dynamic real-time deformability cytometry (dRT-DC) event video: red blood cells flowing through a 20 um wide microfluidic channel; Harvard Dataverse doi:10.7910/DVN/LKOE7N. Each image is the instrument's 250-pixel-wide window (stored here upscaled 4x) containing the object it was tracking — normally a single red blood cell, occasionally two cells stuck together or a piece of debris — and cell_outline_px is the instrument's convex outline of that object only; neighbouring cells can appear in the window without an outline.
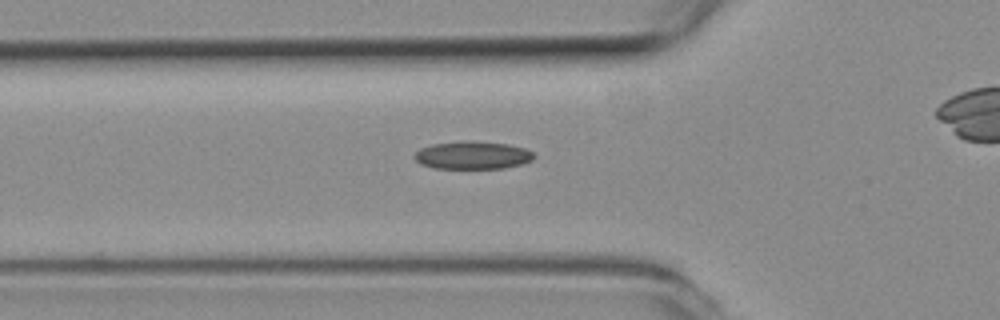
{"species": "common noctule bat (a hibernating species)", "species_latin": "Nyctalus noctula", "temperature_condition": "room temperature", "stored_images_in_passage": 28, "camera_frame_rate_fps": 3000, "um_per_image_px": 0.085, "animal": {"sex": "female", "body_mass_g": 19.3, "forearm_length_mm": 54.1}, "frame": {"image": 1, "passage_image": 2, "time_ms": 0.333, "image_size_px": [1000, 320], "cell_outline_px": [[536, 156], [532, 160], [524, 164], [504, 168], [432, 168], [420, 164], [412, 156], [420, 148], [432, 144], [508, 144], [524, 148], [532, 152]], "centroid_in_image_um": [40.18, 13.26], "position_along_channel_um": 85.6, "area_um2": 18.44}}
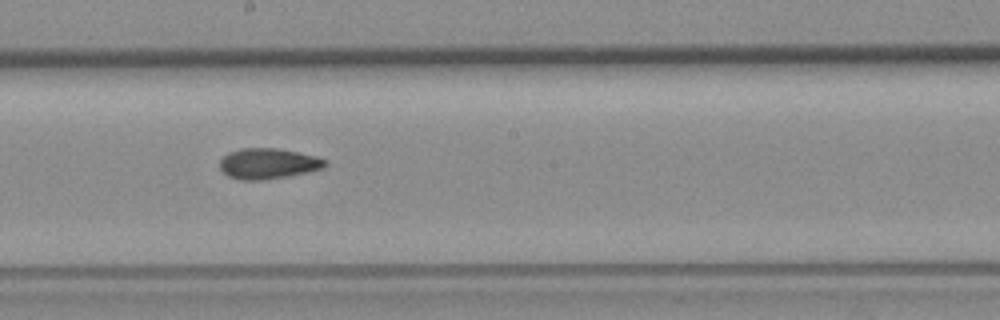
{"frame": {"image": 2, "passage_image": 13, "time_ms": 4.0, "image_size_px": [1000, 320], "cell_outline_px": [[328, 164], [324, 168], [308, 172], [288, 176], [264, 180], [240, 180], [228, 176], [220, 168], [220, 160], [228, 152], [240, 148], [276, 148], [316, 156], [328, 160]], "centroid_in_image_um": [22.81, 13.91], "position_along_channel_um": 225.4, "area_um2": 18.9}}
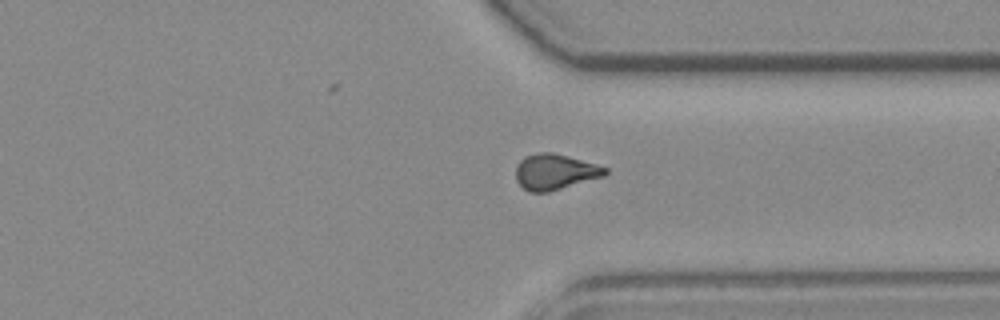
{"frame": {"image": 3, "passage_image": 24, "time_ms": 7.667, "image_size_px": [1000, 320], "cell_outline_px": [[608, 172], [604, 176], [548, 192], [528, 192], [516, 180], [516, 168], [520, 160], [524, 156], [540, 152], [552, 152], [596, 164], [608, 168]], "centroid_in_image_um": [47.16, 14.61], "position_along_channel_um": 364.2, "area_um2": 18.44}}